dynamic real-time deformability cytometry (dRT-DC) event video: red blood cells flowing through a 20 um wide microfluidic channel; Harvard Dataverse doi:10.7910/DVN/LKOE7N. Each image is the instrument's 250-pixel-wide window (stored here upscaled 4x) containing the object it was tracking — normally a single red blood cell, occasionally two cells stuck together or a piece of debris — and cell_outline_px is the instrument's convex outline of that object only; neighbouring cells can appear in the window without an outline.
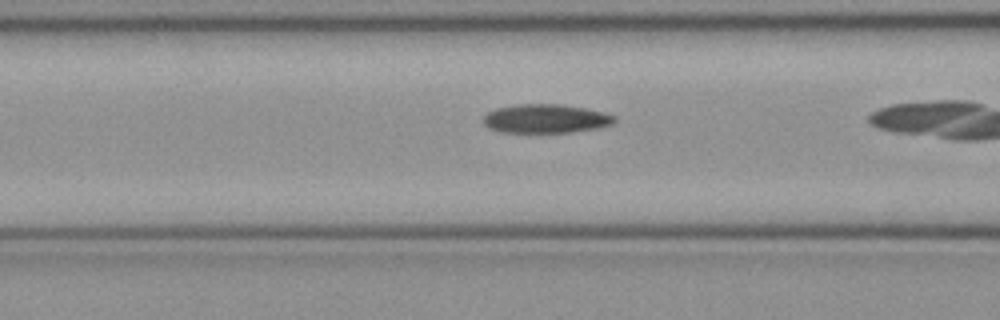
{"species": "common noctule bat (a hibernating species)", "species_latin": "Nyctalus noctula", "temperature_condition": "cold", "stored_images_in_passage": 12, "camera_frame_rate_fps": 3000, "um_per_image_px": 0.085, "animal": {"sex": "female", "body_mass_g": 21.9}, "frame": {"image": 1, "passage_image": 10, "time_ms": 3.0, "image_size_px": [1000, 320], "cell_outline_px": [[616, 120], [612, 124], [600, 128], [572, 132], [500, 132], [488, 128], [484, 124], [484, 116], [488, 112], [496, 108], [516, 104], [560, 104], [584, 108], [604, 112], [616, 116]], "centroid_in_image_um": [46.4, 10.08], "position_along_channel_um": 120.2, "area_um2": 22.14}}